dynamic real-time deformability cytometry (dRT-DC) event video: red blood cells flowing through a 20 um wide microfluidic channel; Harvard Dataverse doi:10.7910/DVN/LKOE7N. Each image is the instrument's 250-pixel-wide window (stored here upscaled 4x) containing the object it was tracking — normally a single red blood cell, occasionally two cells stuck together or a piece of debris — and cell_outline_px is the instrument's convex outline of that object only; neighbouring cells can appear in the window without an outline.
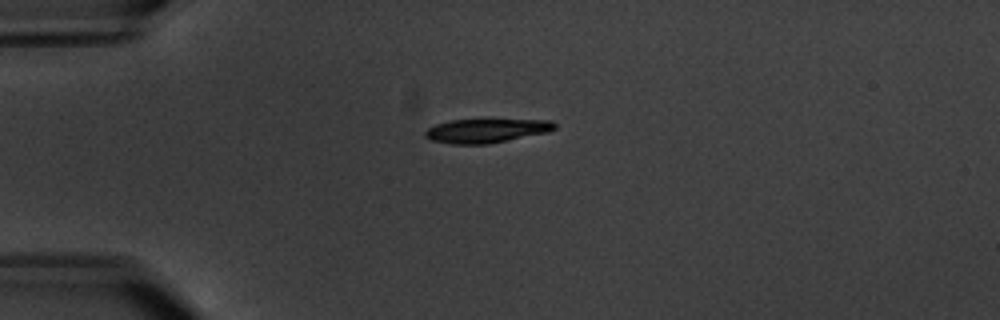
{"species": "common noctule bat (a hibernating species)", "species_latin": "Nyctalus noctula", "temperature_condition": "warm", "stored_images_in_passage": 6, "camera_frame_rate_fps": 3000, "um_per_image_px": 0.085, "animal": {"sex": "male", "body_mass_g": 20.1, "forearm_length_mm": 53.5}, "frame": {"image": 1, "passage_image": 4, "time_ms": 4.333, "image_size_px": [1000, 320], "cell_outline_px": [[556, 128], [548, 132], [488, 144], [452, 144], [432, 140], [424, 136], [424, 132], [428, 128], [436, 124], [452, 120], [484, 116], [552, 120], [556, 124]], "centroid_in_image_um": [41.4, 11.04], "position_along_channel_um": 43.6, "area_um2": 19.36}}